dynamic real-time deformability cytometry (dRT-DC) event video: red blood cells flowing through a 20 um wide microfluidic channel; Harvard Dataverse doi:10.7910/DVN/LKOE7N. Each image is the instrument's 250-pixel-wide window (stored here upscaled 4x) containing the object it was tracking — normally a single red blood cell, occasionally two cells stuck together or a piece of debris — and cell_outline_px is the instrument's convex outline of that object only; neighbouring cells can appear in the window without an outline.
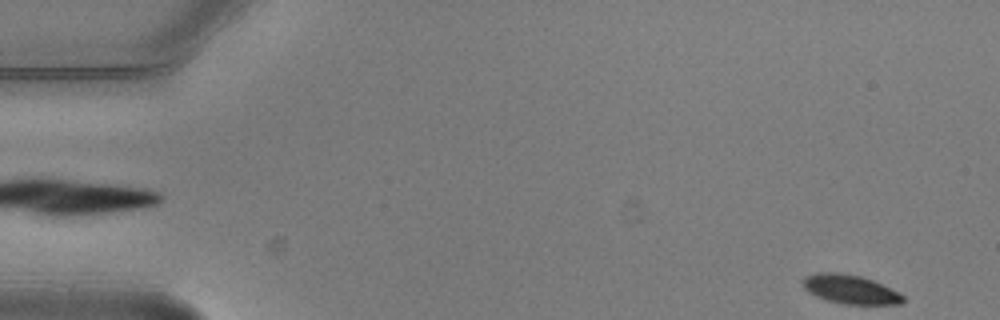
{"species": "common noctule bat (a hibernating species)", "species_latin": "Nyctalus noctula", "temperature_condition": "warm", "stored_images_in_passage": 5, "segment_of_instrument_passage": [2, 2], "camera_frame_rate_fps": 3000, "um_per_image_px": 0.085, "animal": {"sex": "male", "body_mass_g": 20.5, "forearm_length_mm": 52.5}, "frame": {"image": 1, "passage_image": 5, "time_ms": 1.333, "image_size_px": [1000, 320], "cell_outline_px": [[904, 300], [900, 304], [840, 304], [816, 296], [808, 292], [804, 288], [804, 276], [820, 272], [836, 272], [860, 276], [872, 280], [904, 296]], "centroid_in_image_um": [72.23, 24.59], "position_along_channel_um": 12.8, "area_um2": 16.59}}